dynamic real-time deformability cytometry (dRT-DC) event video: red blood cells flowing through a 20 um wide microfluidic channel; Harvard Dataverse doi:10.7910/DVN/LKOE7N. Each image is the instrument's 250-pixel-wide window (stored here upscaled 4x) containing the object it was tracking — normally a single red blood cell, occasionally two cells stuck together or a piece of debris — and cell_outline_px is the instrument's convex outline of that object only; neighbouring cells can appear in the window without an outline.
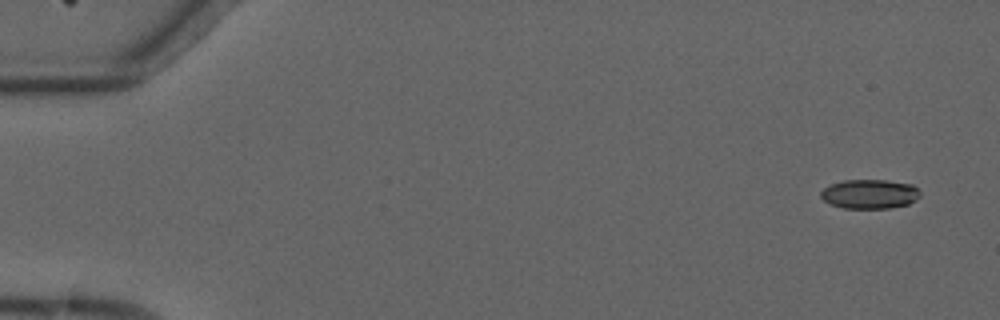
{"species": "common noctule bat (a hibernating species)", "species_latin": "Nyctalus noctula", "temperature_condition": "cold", "stored_images_in_passage": 5, "camera_frame_rate_fps": 3000, "um_per_image_px": 0.085, "animal": {"sex": "male", "forearm_length_mm": 52.5}, "frame": {"image": 1, "passage_image": 1, "time_ms": 0.0, "image_size_px": [1000, 320], "cell_outline_px": [[920, 196], [916, 200], [908, 204], [888, 208], [844, 208], [832, 204], [824, 200], [820, 196], [820, 192], [824, 188], [832, 184], [844, 180], [884, 180], [912, 184], [920, 192]], "centroid_in_image_um": [73.93, 16.49], "position_along_channel_um": 11.1, "area_um2": 16.82}}
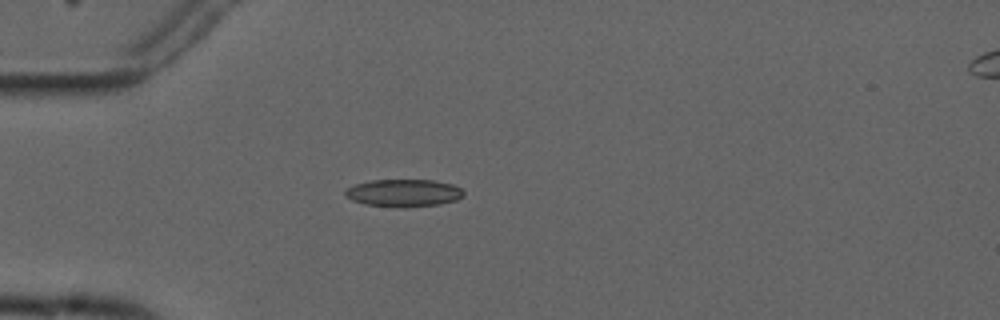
{"frame": {"image": 2, "passage_image": 4, "time_ms": 4.333, "image_size_px": [1000, 320], "cell_outline_px": [[464, 196], [456, 200], [440, 204], [404, 208], [400, 208], [364, 204], [352, 200], [344, 196], [344, 192], [348, 188], [356, 184], [372, 180], [432, 180], [452, 184], [460, 188], [464, 192]], "centroid_in_image_um": [34.31, 16.41], "position_along_channel_um": 50.7, "area_um2": 19.07}}